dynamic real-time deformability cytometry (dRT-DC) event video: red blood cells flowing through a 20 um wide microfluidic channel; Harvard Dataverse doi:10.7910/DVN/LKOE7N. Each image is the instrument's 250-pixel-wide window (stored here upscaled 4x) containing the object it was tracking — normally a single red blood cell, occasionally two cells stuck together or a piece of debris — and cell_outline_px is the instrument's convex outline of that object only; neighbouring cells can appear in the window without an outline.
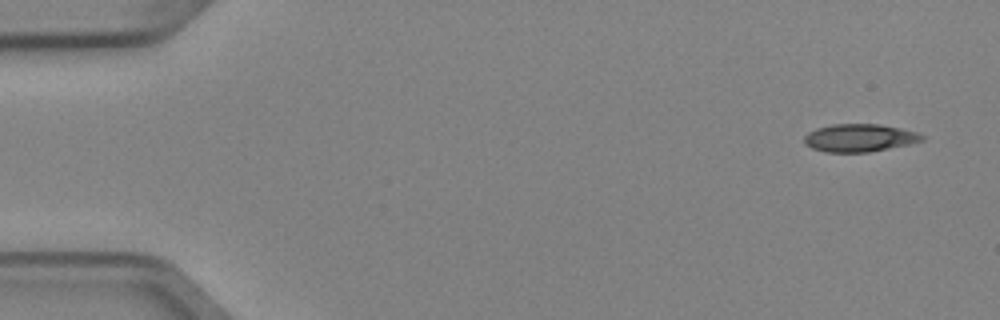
{"species": "Egyptian fruit bat (a non-hibernating species)", "species_latin": "Rousettus aegyptiacus", "temperature_condition": "cold", "stored_images_in_passage": 5, "camera_frame_rate_fps": 3000, "um_per_image_px": 0.085, "animal": {"sex": "female"}, "frame": {"image": 1, "passage_image": 1, "time_ms": 0.0, "image_size_px": [1000, 320], "cell_outline_px": [[924, 140], [908, 144], [868, 152], [828, 152], [812, 148], [804, 144], [804, 136], [808, 132], [816, 128], [832, 124], [880, 124], [900, 128], [916, 132], [924, 136]], "centroid_in_image_um": [73.02, 11.71], "position_along_channel_um": 12.0, "area_um2": 18.96}}
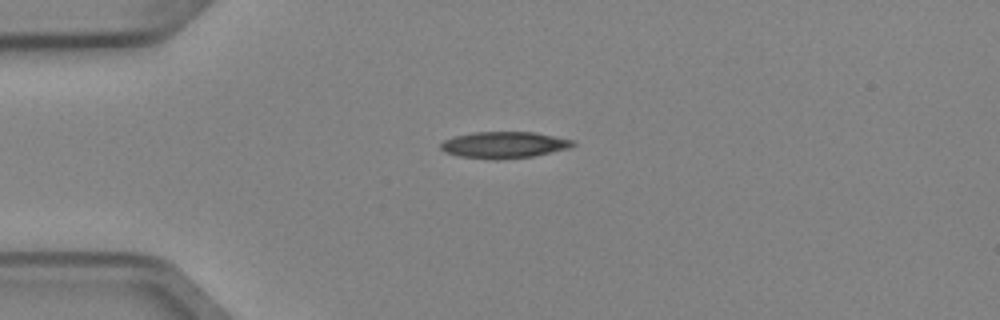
{"frame": {"image": 2, "passage_image": 4, "time_ms": 1.0, "image_size_px": [1000, 320], "cell_outline_px": [[576, 144], [568, 148], [532, 156], [496, 160], [460, 156], [444, 152], [440, 148], [440, 144], [444, 140], [456, 136], [472, 132], [536, 132], [572, 140]], "centroid_in_image_um": [42.81, 12.31], "position_along_channel_um": 42.2, "area_um2": 20.23}}